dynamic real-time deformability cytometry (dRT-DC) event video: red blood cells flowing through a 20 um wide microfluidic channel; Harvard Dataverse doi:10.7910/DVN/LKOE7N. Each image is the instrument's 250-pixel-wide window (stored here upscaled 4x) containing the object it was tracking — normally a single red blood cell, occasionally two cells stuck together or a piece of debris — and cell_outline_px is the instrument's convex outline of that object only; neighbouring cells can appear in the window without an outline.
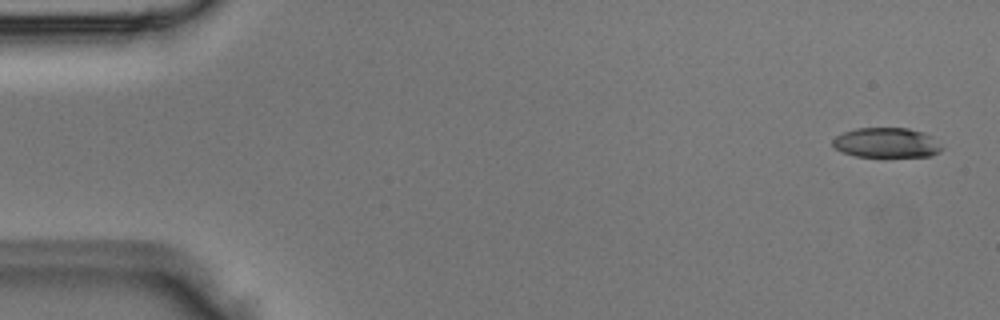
{"species": "Egyptian fruit bat (a non-hibernating species)", "species_latin": "Rousettus aegyptiacus", "temperature_condition": "room temperature", "stored_images_in_passage": 4, "camera_frame_rate_fps": 3000, "um_per_image_px": 0.085, "animal": {"sex": "male"}, "frame": {"image": 1, "passage_image": 1, "time_ms": 0.0, "image_size_px": [1000, 320], "cell_outline_px": [[944, 148], [940, 152], [932, 156], [856, 156], [840, 152], [832, 144], [832, 140], [836, 136], [844, 132], [856, 128], [908, 128], [924, 132], [932, 136]], "centroid_in_image_um": [75.37, 12.13], "position_along_channel_um": 9.6, "area_um2": 19.07}}